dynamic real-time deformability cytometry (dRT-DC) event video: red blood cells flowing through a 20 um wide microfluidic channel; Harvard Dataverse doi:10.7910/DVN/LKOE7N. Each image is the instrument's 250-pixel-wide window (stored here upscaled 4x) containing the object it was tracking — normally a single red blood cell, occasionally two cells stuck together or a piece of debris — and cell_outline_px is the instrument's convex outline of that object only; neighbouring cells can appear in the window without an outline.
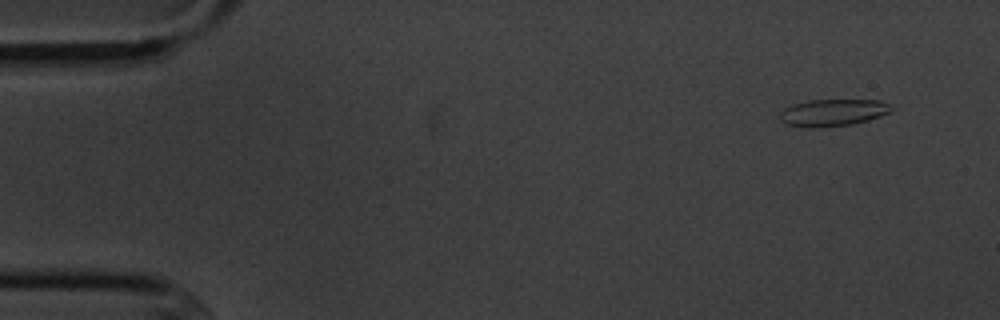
{"species": "common noctule bat (a hibernating species)", "species_latin": "Nyctalus noctula", "temperature_condition": "cold", "stored_images_in_passage": 5, "camera_frame_rate_fps": 3000, "um_per_image_px": 0.085, "animal": {"sex": "male", "body_mass_g": 20.1, "forearm_length_mm": 53.5}, "frame": {"image": 1, "passage_image": 2, "time_ms": 1.0, "image_size_px": [1000, 320], "cell_outline_px": [[892, 108], [888, 112], [880, 116], [868, 120], [852, 124], [820, 128], [808, 128], [788, 124], [780, 120], [780, 112], [784, 108], [792, 104], [808, 100], [880, 100], [888, 104]], "centroid_in_image_um": [70.75, 9.57], "position_along_channel_um": 14.2, "area_um2": 17.51}}